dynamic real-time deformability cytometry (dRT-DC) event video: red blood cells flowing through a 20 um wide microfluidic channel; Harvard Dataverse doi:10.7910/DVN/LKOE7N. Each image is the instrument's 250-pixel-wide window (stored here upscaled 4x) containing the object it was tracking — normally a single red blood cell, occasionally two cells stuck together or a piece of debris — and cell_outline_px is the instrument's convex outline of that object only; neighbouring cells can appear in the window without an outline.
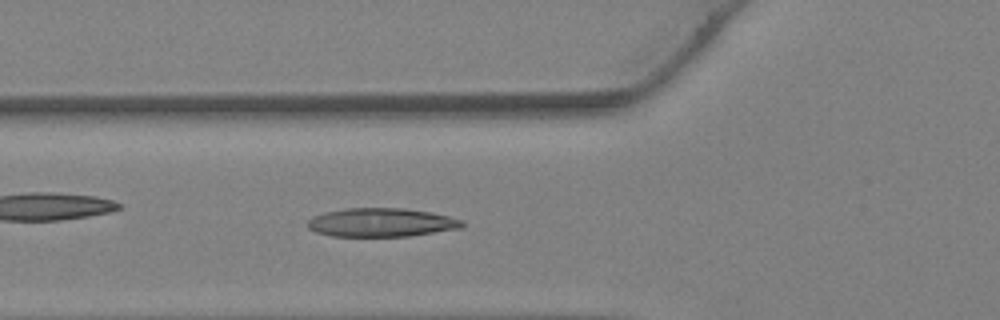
{"species": "Egyptian fruit bat (a non-hibernating species)", "species_latin": "Rousettus aegyptiacus", "temperature_condition": "warm", "stored_images_in_passage": 27, "camera_frame_rate_fps": 3000, "um_per_image_px": 0.085, "animal": {"sex": "female"}, "frame": {"image": 1, "passage_image": 13, "time_ms": 4.0, "image_size_px": [1000, 320], "cell_outline_px": [[464, 228], [408, 236], [332, 236], [316, 232], [308, 228], [308, 220], [312, 216], [324, 212], [348, 208], [404, 208], [432, 212], [464, 220]], "centroid_in_image_um": [32.44, 18.9], "position_along_channel_um": 93.4, "area_um2": 25.95}}
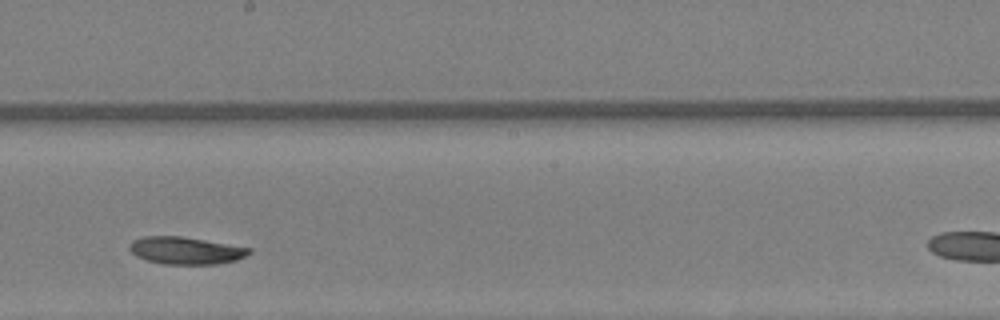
{"frame": {"image": 2, "passage_image": 19, "time_ms": 6.0, "image_size_px": [1000, 320], "cell_outline_px": [[252, 252], [236, 260], [216, 264], [164, 264], [148, 260], [136, 256], [128, 248], [128, 244], [132, 240], [144, 236], [180, 236], [252, 248]], "centroid_in_image_um": [15.76, 21.29], "position_along_channel_um": 232.4, "area_um2": 18.96}}
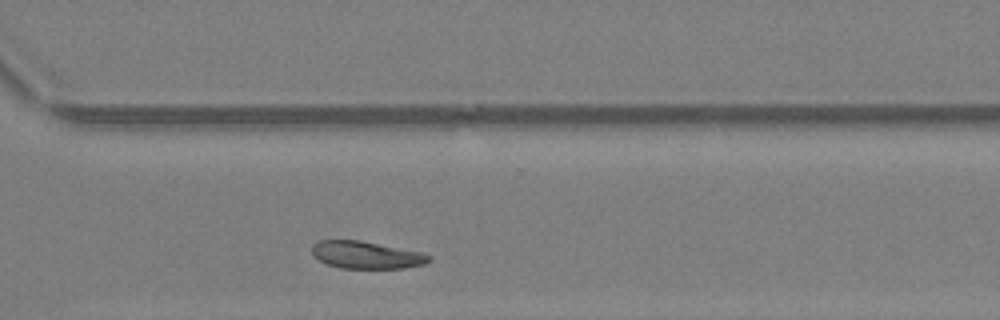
{"frame": {"image": 3, "passage_image": 25, "time_ms": 8.0, "image_size_px": [1000, 320], "cell_outline_px": [[432, 256], [424, 264], [404, 268], [340, 268], [328, 264], [320, 260], [312, 252], [312, 244], [320, 240], [360, 240], [420, 252]], "centroid_in_image_um": [31.12, 21.67], "position_along_channel_um": 339.5, "area_um2": 18.38}}